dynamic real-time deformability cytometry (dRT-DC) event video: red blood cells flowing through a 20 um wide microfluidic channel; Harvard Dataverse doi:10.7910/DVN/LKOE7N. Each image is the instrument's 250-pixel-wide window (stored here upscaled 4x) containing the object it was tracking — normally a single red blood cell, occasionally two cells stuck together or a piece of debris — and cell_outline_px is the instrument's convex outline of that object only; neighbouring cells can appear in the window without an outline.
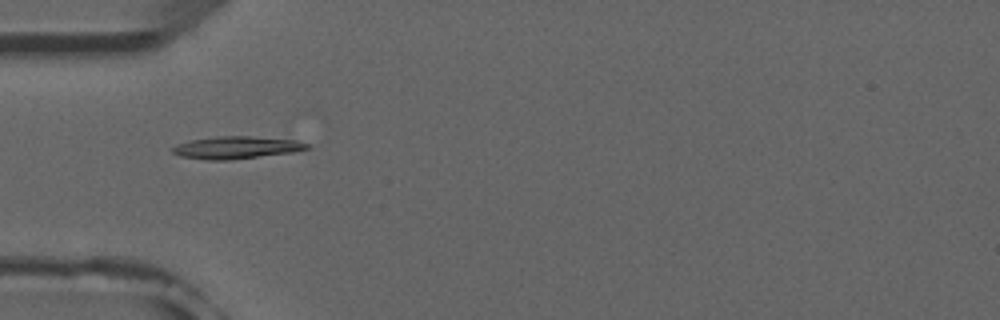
{"species": "common noctule bat (a hibernating species)", "species_latin": "Nyctalus noctula", "temperature_condition": "room temperature", "stored_images_in_passage": 5, "camera_frame_rate_fps": 3000, "um_per_image_px": 0.085, "animal": {"sex": "male", "forearm_length_mm": 52.5}, "frame": {"image": 1, "passage_image": 5, "time_ms": 4.667, "image_size_px": [1000, 320], "cell_outline_px": [[312, 148], [292, 152], [228, 160], [208, 160], [180, 156], [172, 152], [172, 148], [188, 140], [216, 136], [248, 136], [296, 140], [308, 144]], "centroid_in_image_um": [20.09, 12.53], "position_along_channel_um": 64.9, "area_um2": 17.4}}